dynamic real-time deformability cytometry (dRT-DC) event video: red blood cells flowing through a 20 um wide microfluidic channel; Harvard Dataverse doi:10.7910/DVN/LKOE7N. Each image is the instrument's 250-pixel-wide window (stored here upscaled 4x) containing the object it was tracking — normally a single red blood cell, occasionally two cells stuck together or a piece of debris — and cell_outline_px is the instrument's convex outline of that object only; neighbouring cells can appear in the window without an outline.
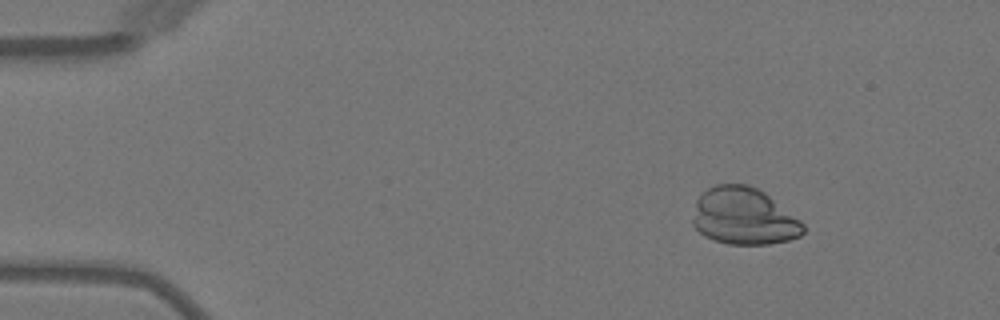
{"species": "Egyptian fruit bat (a non-hibernating species)", "species_latin": "Rousettus aegyptiacus", "temperature_condition": "warm", "stored_images_in_passage": 3, "camera_frame_rate_fps": 3000, "um_per_image_px": 0.085, "animal": {"sex": "female"}, "frame": {"image": 1, "passage_image": 1, "time_ms": 0.0, "image_size_px": [1000, 320], "cell_outline_px": [[804, 232], [800, 236], [788, 240], [768, 244], [728, 244], [704, 236], [692, 224], [692, 220], [696, 200], [708, 188], [716, 184], [748, 184], [764, 192], [800, 220], [804, 224]], "centroid_in_image_um": [63.21, 18.39], "position_along_channel_um": 21.8, "area_um2": 36.53}}